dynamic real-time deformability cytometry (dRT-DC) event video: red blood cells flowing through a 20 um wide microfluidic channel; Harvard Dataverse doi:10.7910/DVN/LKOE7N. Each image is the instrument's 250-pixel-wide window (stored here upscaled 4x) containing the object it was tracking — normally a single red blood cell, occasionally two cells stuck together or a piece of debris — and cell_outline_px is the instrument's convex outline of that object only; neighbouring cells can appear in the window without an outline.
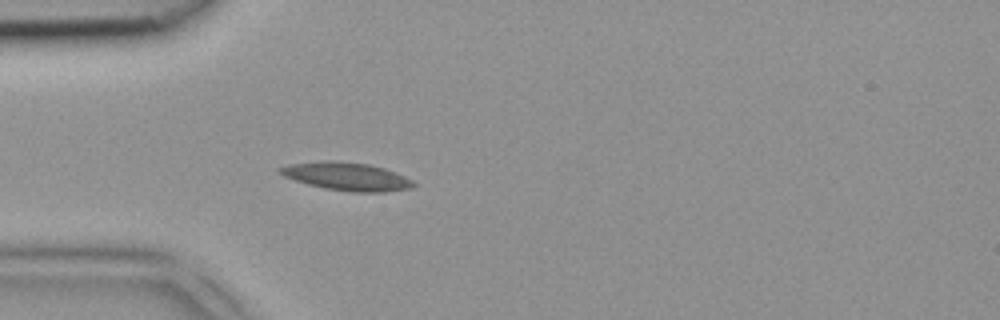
{"species": "common noctule bat (a hibernating species)", "species_latin": "Nyctalus noctula", "temperature_condition": "room temperature", "stored_images_in_passage": 3, "camera_frame_rate_fps": 3000, "um_per_image_px": 0.085, "animal": {"sex": "female", "body_mass_g": 18.4}, "frame": {"image": 1, "passage_image": 3, "time_ms": 0.667, "image_size_px": [1000, 320], "cell_outline_px": [[416, 184], [412, 188], [384, 192], [352, 192], [324, 188], [308, 184], [284, 176], [276, 168], [288, 164], [324, 160], [336, 160], [368, 164], [384, 168], [404, 176], [412, 180]], "centroid_in_image_um": [29.46, 14.99], "position_along_channel_um": 55.5, "area_um2": 21.85}}